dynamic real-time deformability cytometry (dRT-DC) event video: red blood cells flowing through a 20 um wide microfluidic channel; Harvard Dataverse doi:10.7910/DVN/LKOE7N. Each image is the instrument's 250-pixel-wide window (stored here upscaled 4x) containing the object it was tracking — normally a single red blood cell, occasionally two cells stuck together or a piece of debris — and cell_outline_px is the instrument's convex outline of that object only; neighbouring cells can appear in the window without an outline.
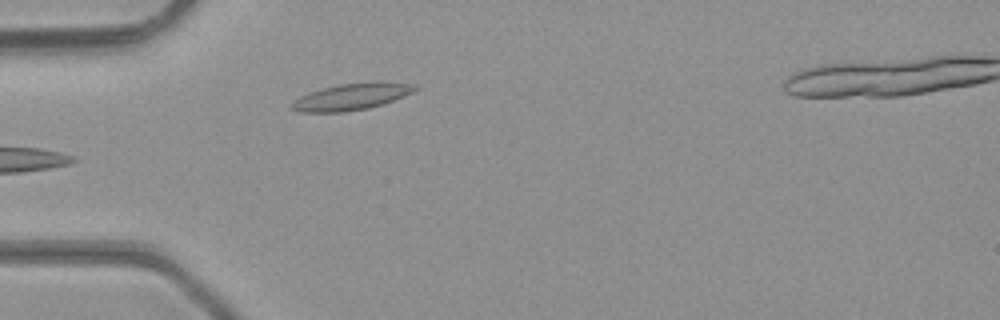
{"species": "common noctule bat (a hibernating species)", "species_latin": "Nyctalus noctula", "temperature_condition": "room temperature", "stored_images_in_passage": 5, "camera_frame_rate_fps": 3000, "um_per_image_px": 0.085, "animal": {"sex": "male", "body_mass_g": 23.1, "forearm_length_mm": 52.7}, "frame": {"image": 1, "passage_image": 4, "time_ms": 1.0, "image_size_px": [1000, 320], "cell_outline_px": [[420, 88], [404, 96], [384, 104], [368, 108], [344, 112], [300, 112], [292, 108], [288, 104], [300, 96], [308, 92], [340, 84], [376, 80], [384, 80], [416, 84]], "centroid_in_image_um": [29.94, 8.19], "position_along_channel_um": 55.1, "area_um2": 19.59}}